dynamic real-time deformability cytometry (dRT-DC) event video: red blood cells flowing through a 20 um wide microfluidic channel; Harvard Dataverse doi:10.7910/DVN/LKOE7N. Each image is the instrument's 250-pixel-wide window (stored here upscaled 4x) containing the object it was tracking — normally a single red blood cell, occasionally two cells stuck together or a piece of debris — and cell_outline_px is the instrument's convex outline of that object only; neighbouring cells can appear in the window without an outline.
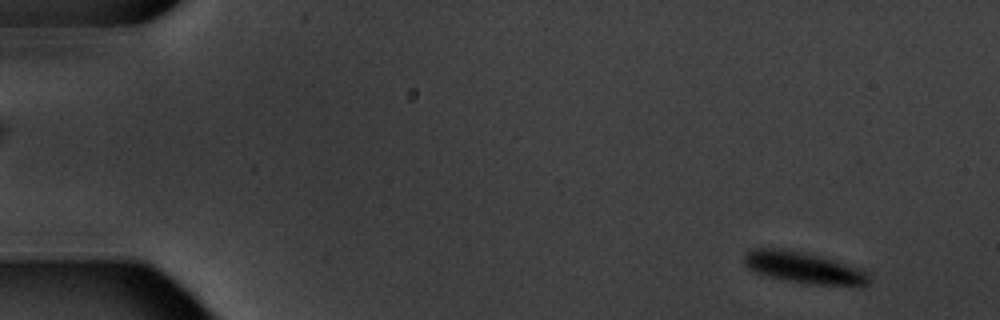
{"species": "common noctule bat (a hibernating species)", "species_latin": "Nyctalus noctula", "temperature_condition": "warm", "stored_images_in_passage": 5, "camera_frame_rate_fps": 3000, "um_per_image_px": 0.085, "animal": {"sex": "male", "body_mass_g": 20.1, "forearm_length_mm": 53.5}, "frame": {"image": 1, "passage_image": 1, "time_ms": 0.0, "image_size_px": [1000, 320], "cell_outline_px": [[872, 280], [868, 284], [860, 288], [808, 284], [784, 280], [764, 276], [748, 268], [744, 264], [744, 256], [752, 248], [780, 248], [804, 252], [820, 256], [864, 268], [872, 276]], "centroid_in_image_um": [68.45, 22.79], "position_along_channel_um": 16.5, "area_um2": 23.87}}
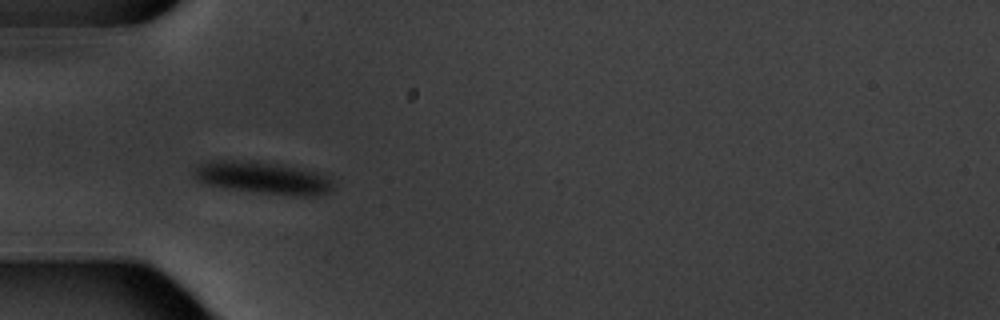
{"frame": {"image": 2, "passage_image": 5, "time_ms": 4.667, "image_size_px": [1000, 320], "cell_outline_px": [[336, 188], [320, 196], [296, 196], [260, 192], [200, 184], [192, 176], [192, 172], [196, 164], [208, 160], [256, 160], [284, 164], [324, 172], [332, 176]], "centroid_in_image_um": [22.41, 15.08], "position_along_channel_um": 62.6, "area_um2": 27.51}}